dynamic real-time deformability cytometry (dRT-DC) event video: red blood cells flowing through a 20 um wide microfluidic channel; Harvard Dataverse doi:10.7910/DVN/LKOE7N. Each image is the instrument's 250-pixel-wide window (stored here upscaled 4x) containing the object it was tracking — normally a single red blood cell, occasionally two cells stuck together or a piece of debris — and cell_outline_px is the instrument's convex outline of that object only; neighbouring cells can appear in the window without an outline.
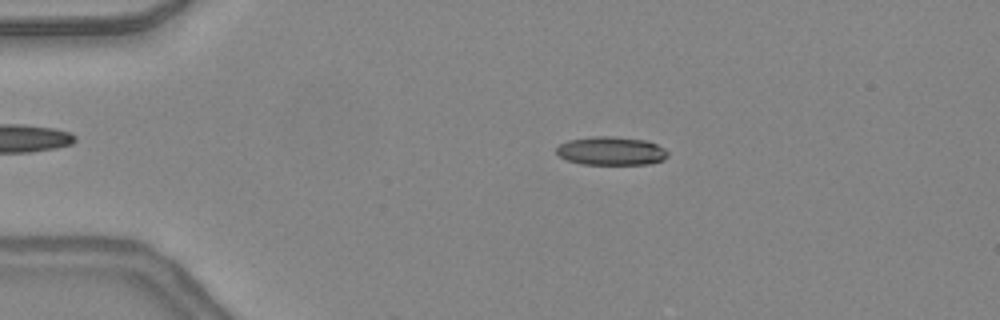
{"species": "common noctule bat (a hibernating species)", "species_latin": "Nyctalus noctula", "temperature_condition": "warm", "stored_images_in_passage": 46, "camera_frame_rate_fps": 3000, "um_per_image_px": 0.085, "animal": {"sex": "female", "body_mass_g": 24.6, "forearm_length_mm": 56.2}, "frame": {"image": 1, "passage_image": 9, "time_ms": 2.667, "image_size_px": [1000, 320], "cell_outline_px": [[668, 156], [664, 160], [648, 164], [580, 164], [568, 160], [560, 156], [556, 152], [556, 148], [560, 144], [568, 140], [592, 136], [616, 136], [648, 140], [664, 148], [668, 152]], "centroid_in_image_um": [51.97, 12.82], "position_along_channel_um": 33.0, "area_um2": 18.67}}
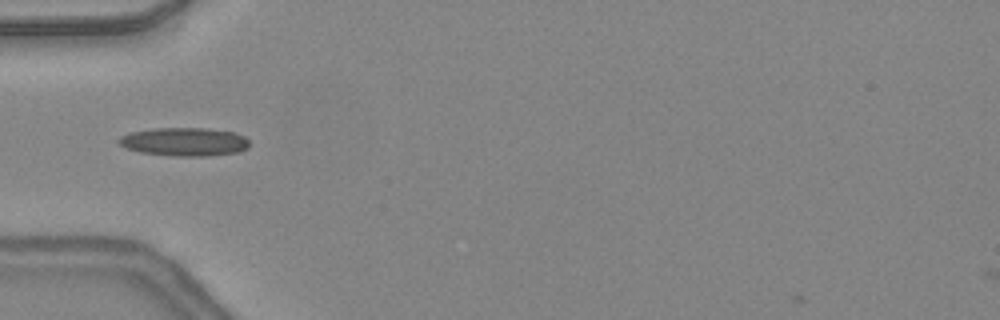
{"frame": {"image": 2, "passage_image": 15, "time_ms": 4.667, "image_size_px": [1000, 320], "cell_outline_px": [[248, 148], [240, 152], [208, 156], [172, 156], [140, 152], [124, 148], [116, 140], [120, 136], [132, 132], [156, 128], [208, 128], [232, 132], [244, 136], [248, 140]], "centroid_in_image_um": [15.66, 12.06], "position_along_channel_um": 69.3, "area_um2": 21.73}}
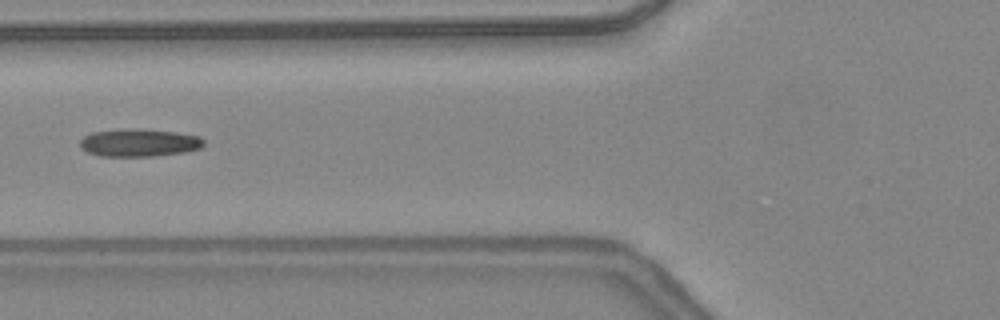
{"frame": {"image": 3, "passage_image": 18, "time_ms": 5.667, "image_size_px": [1000, 320], "cell_outline_px": [[204, 144], [200, 148], [184, 152], [156, 156], [100, 156], [88, 152], [80, 148], [80, 140], [84, 136], [92, 132], [132, 128], [176, 132], [200, 136], [204, 140]], "centroid_in_image_um": [11.82, 12.13], "position_along_channel_um": 114.0, "area_um2": 20.0}, "authors_computed_cell_mechanics": {"area_um2": 19.3341, "velocity_mm_per_s": 4.4036, "shape_relaxation_time_tau1_ms": null, "shape_relaxation_time_tau2_ms": 2.6172, "deformation_change_tau1": null, "deformation_change_tau2": 0.1332}}